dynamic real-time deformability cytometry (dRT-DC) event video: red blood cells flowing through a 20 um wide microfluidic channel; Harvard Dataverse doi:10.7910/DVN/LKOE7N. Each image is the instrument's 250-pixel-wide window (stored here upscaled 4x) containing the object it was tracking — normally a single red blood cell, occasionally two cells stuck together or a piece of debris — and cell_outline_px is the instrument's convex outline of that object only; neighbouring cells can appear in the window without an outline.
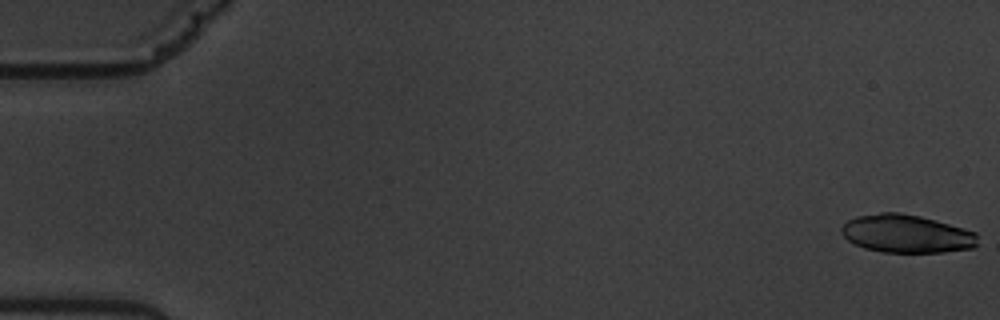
{"species": "common noctule bat (a hibernating species)", "species_latin": "Nyctalus noctula", "temperature_condition": "warm", "stored_images_in_passage": 19, "camera_frame_rate_fps": 3000, "um_per_image_px": 0.085, "animal": {"sex": "male", "body_mass_g": 19.5, "forearm_length_mm": 54.6}, "frame": {"image": 1, "passage_image": 1, "time_ms": 0.0, "image_size_px": [1000, 320], "cell_outline_px": [[976, 244], [972, 248], [944, 252], [880, 252], [864, 248], [848, 240], [840, 232], [840, 228], [848, 220], [856, 216], [880, 212], [900, 212], [920, 216], [964, 228], [976, 232]], "centroid_in_image_um": [77.02, 19.86], "position_along_channel_um": 8.0, "area_um2": 30.23}}